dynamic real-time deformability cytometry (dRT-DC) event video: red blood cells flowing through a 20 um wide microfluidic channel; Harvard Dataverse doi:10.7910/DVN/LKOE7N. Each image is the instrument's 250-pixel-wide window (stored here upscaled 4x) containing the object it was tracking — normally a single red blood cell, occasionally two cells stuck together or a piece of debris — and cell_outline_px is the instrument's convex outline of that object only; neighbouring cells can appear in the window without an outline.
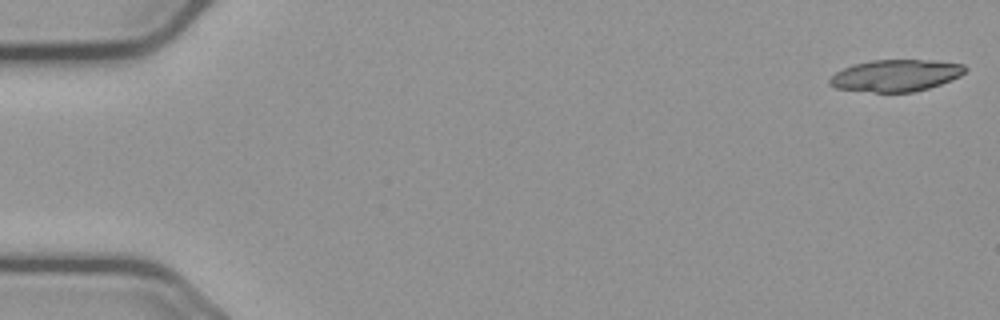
{"species": "common noctule bat (a hibernating species)", "species_latin": "Nyctalus noctula", "temperature_condition": "cold", "stored_images_in_passage": 19, "camera_frame_rate_fps": 3000, "um_per_image_px": 0.085, "animal": {"sex": "male", "body_mass_g": 23.1, "forearm_length_mm": 52.7}, "frame": {"image": 1, "passage_image": 1, "time_ms": 0.0, "image_size_px": [1000, 320], "cell_outline_px": [[968, 68], [960, 76], [952, 80], [928, 88], [912, 92], [876, 92], [836, 88], [828, 84], [828, 80], [836, 72], [852, 64], [872, 60], [936, 60], [964, 64]], "centroid_in_image_um": [76.16, 6.41], "position_along_channel_um": 8.8, "area_um2": 25.14}}